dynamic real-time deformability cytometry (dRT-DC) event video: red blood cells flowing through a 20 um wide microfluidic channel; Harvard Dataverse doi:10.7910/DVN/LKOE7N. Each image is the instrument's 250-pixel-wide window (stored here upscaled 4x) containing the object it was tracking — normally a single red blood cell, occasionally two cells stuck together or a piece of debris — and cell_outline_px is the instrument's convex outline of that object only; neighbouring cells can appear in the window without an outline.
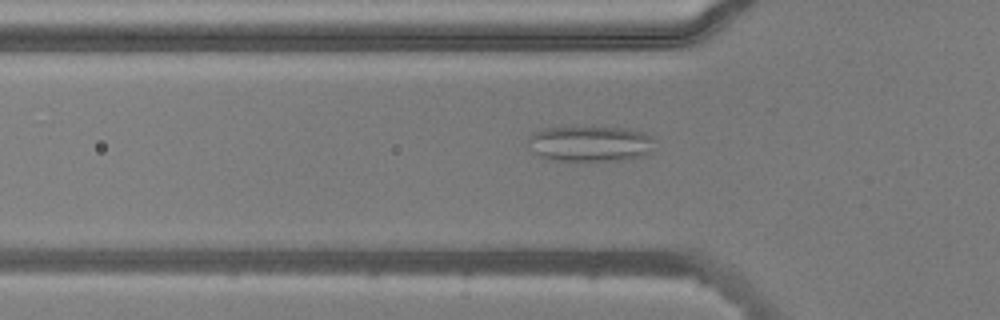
{"species": "common noctule bat (a hibernating species)", "species_latin": "Nyctalus noctula", "temperature_condition": "warm", "stored_images_in_passage": 51, "camera_frame_rate_fps": 3000, "um_per_image_px": 0.085, "animal": {"sex": "male", "body_mass_g": 20.5, "forearm_length_mm": 52.5}, "frame": {"image": 1, "passage_image": 16, "time_ms": 5.0, "image_size_px": [1000, 320], "cell_outline_px": [[656, 140], [652, 152], [644, 156], [620, 160], [544, 160], [528, 148], [528, 136], [532, 132], [544, 128], [592, 124], [628, 128], [644, 132], [652, 136]], "centroid_in_image_um": [50.16, 12.16], "position_along_channel_um": 75.6, "area_um2": 27.8}}
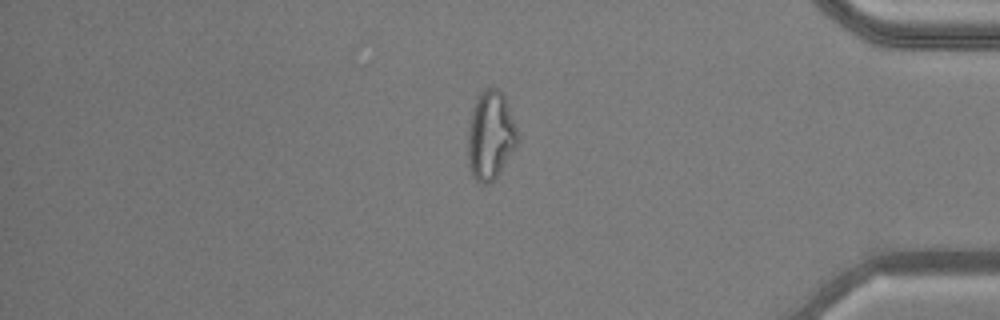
{"frame": {"image": 2, "passage_image": 43, "time_ms": 14.0, "image_size_px": [1000, 320], "cell_outline_px": [[520, 140], [500, 172], [488, 184], [480, 184], [472, 176], [468, 164], [468, 124], [472, 108], [476, 96], [484, 88], [496, 88], [504, 92], [520, 136]], "centroid_in_image_um": [41.7, 11.48], "position_along_channel_um": 393.5, "area_um2": 26.3}}
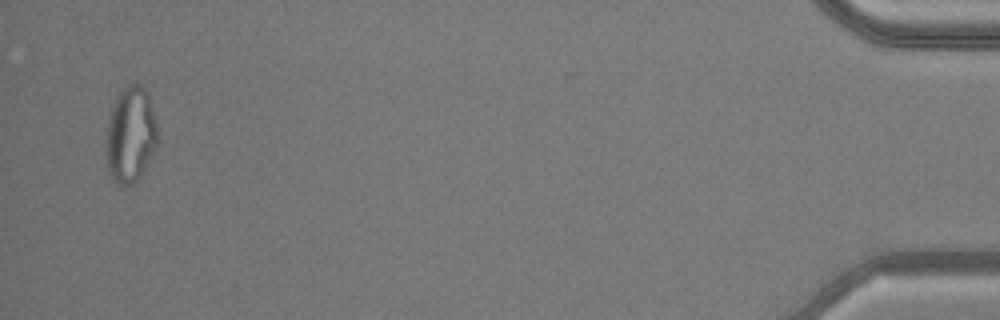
{"frame": {"image": 3, "passage_image": 50, "time_ms": 16.333, "image_size_px": [1000, 320], "cell_outline_px": [[156, 144], [140, 176], [132, 184], [116, 184], [112, 180], [108, 172], [104, 148], [108, 120], [116, 96], [132, 80], [140, 84], [148, 92], [156, 120]], "centroid_in_image_um": [11.05, 11.42], "position_along_channel_um": 424.2, "area_um2": 28.9}, "authors_computed_cell_mechanics": {"area_um2": 25.9522, "velocity_mm_per_s": 3.868, "shape_relaxation_time_tau1_ms": null, "shape_relaxation_time_tau2_ms": 1.467, "deformation_change_tau1": null, "deformation_change_tau2": 0.0851}}